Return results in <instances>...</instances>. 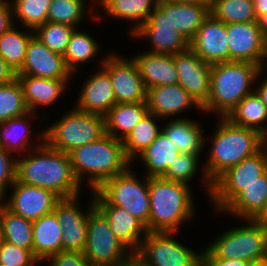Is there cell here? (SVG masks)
I'll list each match as a JSON object with an SVG mask.
<instances>
[{"mask_svg": "<svg viewBox=\"0 0 267 266\" xmlns=\"http://www.w3.org/2000/svg\"><path fill=\"white\" fill-rule=\"evenodd\" d=\"M28 153L23 158L17 157L18 182L52 191L60 198L80 194L81 185L68 153L51 148L45 141Z\"/></svg>", "mask_w": 267, "mask_h": 266, "instance_id": "1", "label": "cell"}, {"mask_svg": "<svg viewBox=\"0 0 267 266\" xmlns=\"http://www.w3.org/2000/svg\"><path fill=\"white\" fill-rule=\"evenodd\" d=\"M220 119L211 138L208 161L203 167L202 179L208 196L212 193V183L222 173L254 155L267 143L258 131L234 124L226 117Z\"/></svg>", "mask_w": 267, "mask_h": 266, "instance_id": "2", "label": "cell"}, {"mask_svg": "<svg viewBox=\"0 0 267 266\" xmlns=\"http://www.w3.org/2000/svg\"><path fill=\"white\" fill-rule=\"evenodd\" d=\"M69 156L74 175L80 185L83 176H89L87 184L91 188V193L106 180L124 173L132 163L125 155L122 140L107 133L92 143L73 149Z\"/></svg>", "mask_w": 267, "mask_h": 266, "instance_id": "3", "label": "cell"}, {"mask_svg": "<svg viewBox=\"0 0 267 266\" xmlns=\"http://www.w3.org/2000/svg\"><path fill=\"white\" fill-rule=\"evenodd\" d=\"M260 75V66L250 62L227 61L211 65L210 95L202 111L226 117L242 98L255 90L251 86Z\"/></svg>", "mask_w": 267, "mask_h": 266, "instance_id": "4", "label": "cell"}, {"mask_svg": "<svg viewBox=\"0 0 267 266\" xmlns=\"http://www.w3.org/2000/svg\"><path fill=\"white\" fill-rule=\"evenodd\" d=\"M189 187L162 177H149V232L177 233L184 221L194 217V198Z\"/></svg>", "mask_w": 267, "mask_h": 266, "instance_id": "5", "label": "cell"}, {"mask_svg": "<svg viewBox=\"0 0 267 266\" xmlns=\"http://www.w3.org/2000/svg\"><path fill=\"white\" fill-rule=\"evenodd\" d=\"M128 168L124 173L106 180L97 190L93 191L95 205H114L125 208L138 218L149 232L150 198L148 181L138 179Z\"/></svg>", "mask_w": 267, "mask_h": 266, "instance_id": "6", "label": "cell"}, {"mask_svg": "<svg viewBox=\"0 0 267 266\" xmlns=\"http://www.w3.org/2000/svg\"><path fill=\"white\" fill-rule=\"evenodd\" d=\"M246 225L219 234L207 249L223 260L239 259L252 264L267 261V226L257 219H243Z\"/></svg>", "mask_w": 267, "mask_h": 266, "instance_id": "7", "label": "cell"}, {"mask_svg": "<svg viewBox=\"0 0 267 266\" xmlns=\"http://www.w3.org/2000/svg\"><path fill=\"white\" fill-rule=\"evenodd\" d=\"M106 134L105 116L73 107L44 130V141L53 149L70 153Z\"/></svg>", "mask_w": 267, "mask_h": 266, "instance_id": "8", "label": "cell"}, {"mask_svg": "<svg viewBox=\"0 0 267 266\" xmlns=\"http://www.w3.org/2000/svg\"><path fill=\"white\" fill-rule=\"evenodd\" d=\"M267 172V143L254 155L227 169L212 183L210 200L221 212L246 186Z\"/></svg>", "mask_w": 267, "mask_h": 266, "instance_id": "9", "label": "cell"}, {"mask_svg": "<svg viewBox=\"0 0 267 266\" xmlns=\"http://www.w3.org/2000/svg\"><path fill=\"white\" fill-rule=\"evenodd\" d=\"M131 250L111 230L107 218L94 207L89 213L83 255L92 266H114Z\"/></svg>", "mask_w": 267, "mask_h": 266, "instance_id": "10", "label": "cell"}, {"mask_svg": "<svg viewBox=\"0 0 267 266\" xmlns=\"http://www.w3.org/2000/svg\"><path fill=\"white\" fill-rule=\"evenodd\" d=\"M175 235V232H147L137 251L147 266H200L201 252L184 246L174 239Z\"/></svg>", "mask_w": 267, "mask_h": 266, "instance_id": "11", "label": "cell"}, {"mask_svg": "<svg viewBox=\"0 0 267 266\" xmlns=\"http://www.w3.org/2000/svg\"><path fill=\"white\" fill-rule=\"evenodd\" d=\"M131 36L146 38L148 41L150 39L152 48L147 52L151 53L174 55L190 48V42L169 22V2L161 0L148 19Z\"/></svg>", "mask_w": 267, "mask_h": 266, "instance_id": "12", "label": "cell"}, {"mask_svg": "<svg viewBox=\"0 0 267 266\" xmlns=\"http://www.w3.org/2000/svg\"><path fill=\"white\" fill-rule=\"evenodd\" d=\"M100 64L109 73L117 103L146 102L147 89L133 58L109 53Z\"/></svg>", "mask_w": 267, "mask_h": 266, "instance_id": "13", "label": "cell"}, {"mask_svg": "<svg viewBox=\"0 0 267 266\" xmlns=\"http://www.w3.org/2000/svg\"><path fill=\"white\" fill-rule=\"evenodd\" d=\"M226 29L229 61L250 62L260 67L267 62V40L258 22L228 23Z\"/></svg>", "mask_w": 267, "mask_h": 266, "instance_id": "14", "label": "cell"}, {"mask_svg": "<svg viewBox=\"0 0 267 266\" xmlns=\"http://www.w3.org/2000/svg\"><path fill=\"white\" fill-rule=\"evenodd\" d=\"M79 195L61 198L54 212L62 227V251L83 252L87 242V229L90 211L95 207L94 196L86 210L78 207Z\"/></svg>", "mask_w": 267, "mask_h": 266, "instance_id": "15", "label": "cell"}, {"mask_svg": "<svg viewBox=\"0 0 267 266\" xmlns=\"http://www.w3.org/2000/svg\"><path fill=\"white\" fill-rule=\"evenodd\" d=\"M11 187L14 188L11 197L8 198V201L5 198L1 203L12 213L31 221L54 212L56 204L61 199L52 191L21 183L17 180Z\"/></svg>", "mask_w": 267, "mask_h": 266, "instance_id": "16", "label": "cell"}, {"mask_svg": "<svg viewBox=\"0 0 267 266\" xmlns=\"http://www.w3.org/2000/svg\"><path fill=\"white\" fill-rule=\"evenodd\" d=\"M181 85L202 107L210 95L211 65L190 48L173 55Z\"/></svg>", "mask_w": 267, "mask_h": 266, "instance_id": "17", "label": "cell"}, {"mask_svg": "<svg viewBox=\"0 0 267 266\" xmlns=\"http://www.w3.org/2000/svg\"><path fill=\"white\" fill-rule=\"evenodd\" d=\"M226 24L211 14L190 41V49L207 64L229 61Z\"/></svg>", "mask_w": 267, "mask_h": 266, "instance_id": "18", "label": "cell"}, {"mask_svg": "<svg viewBox=\"0 0 267 266\" xmlns=\"http://www.w3.org/2000/svg\"><path fill=\"white\" fill-rule=\"evenodd\" d=\"M17 75H30L47 79H71L64 57L51 51L35 35L30 39L22 68Z\"/></svg>", "mask_w": 267, "mask_h": 266, "instance_id": "19", "label": "cell"}, {"mask_svg": "<svg viewBox=\"0 0 267 266\" xmlns=\"http://www.w3.org/2000/svg\"><path fill=\"white\" fill-rule=\"evenodd\" d=\"M100 67L84 83L75 108L105 116L117 102L109 73Z\"/></svg>", "mask_w": 267, "mask_h": 266, "instance_id": "20", "label": "cell"}, {"mask_svg": "<svg viewBox=\"0 0 267 266\" xmlns=\"http://www.w3.org/2000/svg\"><path fill=\"white\" fill-rule=\"evenodd\" d=\"M146 103L149 112L163 120L181 114L191 106L202 110L195 99L179 84L160 85L147 89Z\"/></svg>", "mask_w": 267, "mask_h": 266, "instance_id": "21", "label": "cell"}, {"mask_svg": "<svg viewBox=\"0 0 267 266\" xmlns=\"http://www.w3.org/2000/svg\"><path fill=\"white\" fill-rule=\"evenodd\" d=\"M146 89L178 84V72L173 55L145 52L132 57Z\"/></svg>", "mask_w": 267, "mask_h": 266, "instance_id": "22", "label": "cell"}, {"mask_svg": "<svg viewBox=\"0 0 267 266\" xmlns=\"http://www.w3.org/2000/svg\"><path fill=\"white\" fill-rule=\"evenodd\" d=\"M95 207L107 218L116 237L131 251H138L147 234L146 226L125 208L114 205H95Z\"/></svg>", "mask_w": 267, "mask_h": 266, "instance_id": "23", "label": "cell"}, {"mask_svg": "<svg viewBox=\"0 0 267 266\" xmlns=\"http://www.w3.org/2000/svg\"><path fill=\"white\" fill-rule=\"evenodd\" d=\"M24 100L29 111L36 112L38 107L50 106L58 101L70 79H47L30 75H17Z\"/></svg>", "mask_w": 267, "mask_h": 266, "instance_id": "24", "label": "cell"}, {"mask_svg": "<svg viewBox=\"0 0 267 266\" xmlns=\"http://www.w3.org/2000/svg\"><path fill=\"white\" fill-rule=\"evenodd\" d=\"M266 206L267 172L246 186L221 212L230 213L241 220L257 219Z\"/></svg>", "mask_w": 267, "mask_h": 266, "instance_id": "25", "label": "cell"}, {"mask_svg": "<svg viewBox=\"0 0 267 266\" xmlns=\"http://www.w3.org/2000/svg\"><path fill=\"white\" fill-rule=\"evenodd\" d=\"M35 114V112L29 111L22 116L0 123V146L13 154L18 153V156H21V152L24 154L32 148L39 147L44 142V131L38 133L39 145L35 143L36 146L33 147L32 140H30L32 135L30 126L32 122L30 120L33 116H36ZM29 142H31V145Z\"/></svg>", "mask_w": 267, "mask_h": 266, "instance_id": "26", "label": "cell"}, {"mask_svg": "<svg viewBox=\"0 0 267 266\" xmlns=\"http://www.w3.org/2000/svg\"><path fill=\"white\" fill-rule=\"evenodd\" d=\"M33 255L39 262L62 251V227L55 212L33 221Z\"/></svg>", "mask_w": 267, "mask_h": 266, "instance_id": "27", "label": "cell"}, {"mask_svg": "<svg viewBox=\"0 0 267 266\" xmlns=\"http://www.w3.org/2000/svg\"><path fill=\"white\" fill-rule=\"evenodd\" d=\"M167 122L162 131L180 153L201 155L206 140L203 136L204 129H200V125L183 117Z\"/></svg>", "mask_w": 267, "mask_h": 266, "instance_id": "28", "label": "cell"}, {"mask_svg": "<svg viewBox=\"0 0 267 266\" xmlns=\"http://www.w3.org/2000/svg\"><path fill=\"white\" fill-rule=\"evenodd\" d=\"M148 112L146 102L116 103L105 115L106 133L123 140Z\"/></svg>", "mask_w": 267, "mask_h": 266, "instance_id": "29", "label": "cell"}, {"mask_svg": "<svg viewBox=\"0 0 267 266\" xmlns=\"http://www.w3.org/2000/svg\"><path fill=\"white\" fill-rule=\"evenodd\" d=\"M210 15V4L169 2V22L190 42Z\"/></svg>", "mask_w": 267, "mask_h": 266, "instance_id": "30", "label": "cell"}, {"mask_svg": "<svg viewBox=\"0 0 267 266\" xmlns=\"http://www.w3.org/2000/svg\"><path fill=\"white\" fill-rule=\"evenodd\" d=\"M232 123L258 131L267 139V107L254 90L226 116Z\"/></svg>", "mask_w": 267, "mask_h": 266, "instance_id": "31", "label": "cell"}, {"mask_svg": "<svg viewBox=\"0 0 267 266\" xmlns=\"http://www.w3.org/2000/svg\"><path fill=\"white\" fill-rule=\"evenodd\" d=\"M179 154L171 139L162 131L137 157L148 170L146 177H162Z\"/></svg>", "mask_w": 267, "mask_h": 266, "instance_id": "32", "label": "cell"}, {"mask_svg": "<svg viewBox=\"0 0 267 266\" xmlns=\"http://www.w3.org/2000/svg\"><path fill=\"white\" fill-rule=\"evenodd\" d=\"M159 0H98L104 11L116 19H126L135 22L131 25L129 33L132 35L147 19L150 13L157 7ZM137 21V22H136Z\"/></svg>", "mask_w": 267, "mask_h": 266, "instance_id": "33", "label": "cell"}, {"mask_svg": "<svg viewBox=\"0 0 267 266\" xmlns=\"http://www.w3.org/2000/svg\"><path fill=\"white\" fill-rule=\"evenodd\" d=\"M159 119L156 115L148 112L122 140L125 155L132 163L162 132L156 122Z\"/></svg>", "mask_w": 267, "mask_h": 266, "instance_id": "34", "label": "cell"}, {"mask_svg": "<svg viewBox=\"0 0 267 266\" xmlns=\"http://www.w3.org/2000/svg\"><path fill=\"white\" fill-rule=\"evenodd\" d=\"M4 241L33 254V221L16 215L0 202Z\"/></svg>", "mask_w": 267, "mask_h": 266, "instance_id": "35", "label": "cell"}, {"mask_svg": "<svg viewBox=\"0 0 267 266\" xmlns=\"http://www.w3.org/2000/svg\"><path fill=\"white\" fill-rule=\"evenodd\" d=\"M14 26L0 36V56L17 73L23 66L27 46L34 31L27 28V32H21Z\"/></svg>", "mask_w": 267, "mask_h": 266, "instance_id": "36", "label": "cell"}, {"mask_svg": "<svg viewBox=\"0 0 267 266\" xmlns=\"http://www.w3.org/2000/svg\"><path fill=\"white\" fill-rule=\"evenodd\" d=\"M91 36L84 31L79 32L77 28L73 31L63 56L66 67L72 74L77 71L78 64H85L97 55L100 47Z\"/></svg>", "mask_w": 267, "mask_h": 266, "instance_id": "37", "label": "cell"}, {"mask_svg": "<svg viewBox=\"0 0 267 266\" xmlns=\"http://www.w3.org/2000/svg\"><path fill=\"white\" fill-rule=\"evenodd\" d=\"M210 14L224 22H257L252 0H211Z\"/></svg>", "mask_w": 267, "mask_h": 266, "instance_id": "38", "label": "cell"}, {"mask_svg": "<svg viewBox=\"0 0 267 266\" xmlns=\"http://www.w3.org/2000/svg\"><path fill=\"white\" fill-rule=\"evenodd\" d=\"M52 0H11L13 16L23 29L35 30L47 22ZM20 22V23H19ZM25 27V28H24Z\"/></svg>", "mask_w": 267, "mask_h": 266, "instance_id": "39", "label": "cell"}, {"mask_svg": "<svg viewBox=\"0 0 267 266\" xmlns=\"http://www.w3.org/2000/svg\"><path fill=\"white\" fill-rule=\"evenodd\" d=\"M27 112L29 110L18 79L0 84V123L22 116Z\"/></svg>", "mask_w": 267, "mask_h": 266, "instance_id": "40", "label": "cell"}, {"mask_svg": "<svg viewBox=\"0 0 267 266\" xmlns=\"http://www.w3.org/2000/svg\"><path fill=\"white\" fill-rule=\"evenodd\" d=\"M76 28L67 24L46 22L34 30V35L51 51L64 56Z\"/></svg>", "mask_w": 267, "mask_h": 266, "instance_id": "41", "label": "cell"}, {"mask_svg": "<svg viewBox=\"0 0 267 266\" xmlns=\"http://www.w3.org/2000/svg\"><path fill=\"white\" fill-rule=\"evenodd\" d=\"M84 3H86L85 0H52L47 21L77 28L81 20H84V16L86 17Z\"/></svg>", "mask_w": 267, "mask_h": 266, "instance_id": "42", "label": "cell"}, {"mask_svg": "<svg viewBox=\"0 0 267 266\" xmlns=\"http://www.w3.org/2000/svg\"><path fill=\"white\" fill-rule=\"evenodd\" d=\"M199 156L201 155L180 153L173 161V164L168 167L162 178L189 185V181L197 174L198 164H200Z\"/></svg>", "mask_w": 267, "mask_h": 266, "instance_id": "43", "label": "cell"}, {"mask_svg": "<svg viewBox=\"0 0 267 266\" xmlns=\"http://www.w3.org/2000/svg\"><path fill=\"white\" fill-rule=\"evenodd\" d=\"M40 263L34 255L26 249L19 248L4 241L0 245V264L5 266H36Z\"/></svg>", "mask_w": 267, "mask_h": 266, "instance_id": "44", "label": "cell"}, {"mask_svg": "<svg viewBox=\"0 0 267 266\" xmlns=\"http://www.w3.org/2000/svg\"><path fill=\"white\" fill-rule=\"evenodd\" d=\"M0 146V202L5 198L7 188L16 181L17 158Z\"/></svg>", "mask_w": 267, "mask_h": 266, "instance_id": "45", "label": "cell"}, {"mask_svg": "<svg viewBox=\"0 0 267 266\" xmlns=\"http://www.w3.org/2000/svg\"><path fill=\"white\" fill-rule=\"evenodd\" d=\"M48 260L49 266H92L80 251H60Z\"/></svg>", "mask_w": 267, "mask_h": 266, "instance_id": "46", "label": "cell"}, {"mask_svg": "<svg viewBox=\"0 0 267 266\" xmlns=\"http://www.w3.org/2000/svg\"><path fill=\"white\" fill-rule=\"evenodd\" d=\"M200 256V266H252L248 261L239 259L223 260L216 258L207 248Z\"/></svg>", "mask_w": 267, "mask_h": 266, "instance_id": "47", "label": "cell"}, {"mask_svg": "<svg viewBox=\"0 0 267 266\" xmlns=\"http://www.w3.org/2000/svg\"><path fill=\"white\" fill-rule=\"evenodd\" d=\"M13 17L11 2L9 0H0V36L15 24Z\"/></svg>", "mask_w": 267, "mask_h": 266, "instance_id": "48", "label": "cell"}, {"mask_svg": "<svg viewBox=\"0 0 267 266\" xmlns=\"http://www.w3.org/2000/svg\"><path fill=\"white\" fill-rule=\"evenodd\" d=\"M114 266H147V265L144 258L137 251H131V253H129L126 257L120 259Z\"/></svg>", "mask_w": 267, "mask_h": 266, "instance_id": "49", "label": "cell"}, {"mask_svg": "<svg viewBox=\"0 0 267 266\" xmlns=\"http://www.w3.org/2000/svg\"><path fill=\"white\" fill-rule=\"evenodd\" d=\"M17 78V73L0 56V84L11 82Z\"/></svg>", "mask_w": 267, "mask_h": 266, "instance_id": "50", "label": "cell"}, {"mask_svg": "<svg viewBox=\"0 0 267 266\" xmlns=\"http://www.w3.org/2000/svg\"><path fill=\"white\" fill-rule=\"evenodd\" d=\"M252 2L257 18L267 12V0H252Z\"/></svg>", "mask_w": 267, "mask_h": 266, "instance_id": "51", "label": "cell"}, {"mask_svg": "<svg viewBox=\"0 0 267 266\" xmlns=\"http://www.w3.org/2000/svg\"><path fill=\"white\" fill-rule=\"evenodd\" d=\"M258 88L255 89L257 94L260 96L262 102L266 105L267 107V80H263L260 82V85L257 86Z\"/></svg>", "mask_w": 267, "mask_h": 266, "instance_id": "52", "label": "cell"}, {"mask_svg": "<svg viewBox=\"0 0 267 266\" xmlns=\"http://www.w3.org/2000/svg\"><path fill=\"white\" fill-rule=\"evenodd\" d=\"M257 22H258L259 28L261 29L263 37L267 40V12L262 14L258 18Z\"/></svg>", "mask_w": 267, "mask_h": 266, "instance_id": "53", "label": "cell"}, {"mask_svg": "<svg viewBox=\"0 0 267 266\" xmlns=\"http://www.w3.org/2000/svg\"><path fill=\"white\" fill-rule=\"evenodd\" d=\"M165 2H181L190 4H210L211 0H161Z\"/></svg>", "mask_w": 267, "mask_h": 266, "instance_id": "54", "label": "cell"}, {"mask_svg": "<svg viewBox=\"0 0 267 266\" xmlns=\"http://www.w3.org/2000/svg\"><path fill=\"white\" fill-rule=\"evenodd\" d=\"M257 220L267 226V206L263 213L257 218Z\"/></svg>", "mask_w": 267, "mask_h": 266, "instance_id": "55", "label": "cell"}, {"mask_svg": "<svg viewBox=\"0 0 267 266\" xmlns=\"http://www.w3.org/2000/svg\"><path fill=\"white\" fill-rule=\"evenodd\" d=\"M4 242V233H3V226L1 221V215H0V245Z\"/></svg>", "mask_w": 267, "mask_h": 266, "instance_id": "56", "label": "cell"}, {"mask_svg": "<svg viewBox=\"0 0 267 266\" xmlns=\"http://www.w3.org/2000/svg\"><path fill=\"white\" fill-rule=\"evenodd\" d=\"M267 63V62H266ZM266 63H264L261 67H260V73L262 74V72L264 73V71L267 72V67H266ZM266 67V68H265ZM266 69V70H265ZM265 79L267 80V77H265Z\"/></svg>", "mask_w": 267, "mask_h": 266, "instance_id": "57", "label": "cell"}, {"mask_svg": "<svg viewBox=\"0 0 267 266\" xmlns=\"http://www.w3.org/2000/svg\"><path fill=\"white\" fill-rule=\"evenodd\" d=\"M252 266H267V261L262 263L253 264Z\"/></svg>", "mask_w": 267, "mask_h": 266, "instance_id": "58", "label": "cell"}]
</instances>
